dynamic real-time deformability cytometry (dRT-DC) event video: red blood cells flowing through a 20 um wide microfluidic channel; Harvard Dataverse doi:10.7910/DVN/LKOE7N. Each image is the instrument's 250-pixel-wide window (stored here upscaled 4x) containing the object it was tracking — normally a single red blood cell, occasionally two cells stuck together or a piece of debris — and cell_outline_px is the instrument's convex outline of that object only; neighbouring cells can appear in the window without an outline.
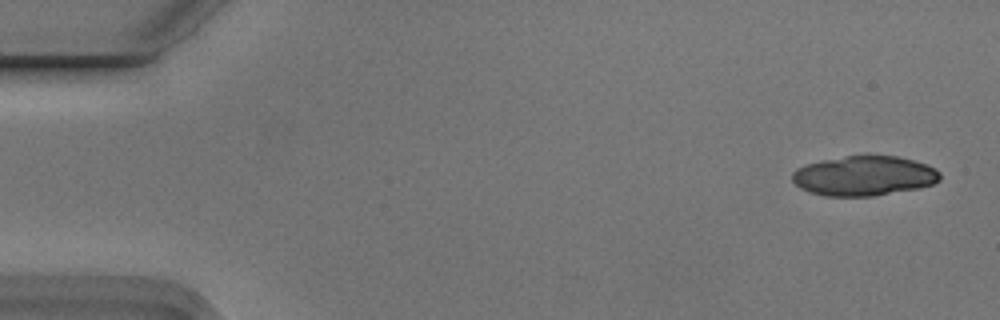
{"species": "Egyptian fruit bat (a non-hibernating species)", "species_latin": "Rousettus aegyptiacus", "temperature_condition": "cold", "stored_images_in_passage": 5, "camera_frame_rate_fps": 3000, "um_per_image_px": 0.085, "animal": {"sex": "male"}, "frame": {"image": 1, "passage_image": 1, "time_ms": 0.0, "image_size_px": [1000, 320], "cell_outline_px": [[940, 180], [932, 184], [920, 188], [872, 196], [824, 196], [800, 188], [792, 180], [792, 172], [796, 168], [804, 164], [820, 160], [848, 156], [896, 156], [928, 164], [936, 168], [940, 172]], "centroid_in_image_um": [73.44, 14.95], "position_along_channel_um": 11.6, "area_um2": 34.33}}